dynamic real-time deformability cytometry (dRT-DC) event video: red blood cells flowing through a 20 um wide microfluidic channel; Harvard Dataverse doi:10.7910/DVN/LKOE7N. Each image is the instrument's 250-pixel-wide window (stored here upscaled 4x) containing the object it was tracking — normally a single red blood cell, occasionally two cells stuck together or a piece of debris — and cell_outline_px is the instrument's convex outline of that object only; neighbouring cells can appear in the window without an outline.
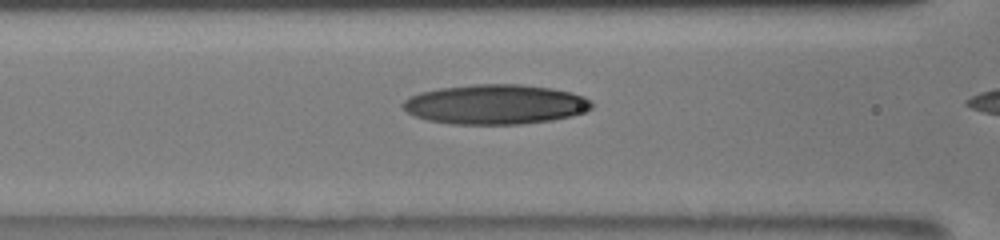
{"species": "human", "species_latin": "Homo sapiens", "temperature_condition": "room temperature", "stored_images_in_passage": 38, "camera_frame_rate_fps": 3000, "um_per_image_px": 0.085, "donor": {"sex": "male"}, "frame": {"image": 1, "passage_image": 35, "time_ms": 8.0, "image_size_px": [1000, 240], "cell_outline_px": [[592, 108], [584, 112], [572, 116], [552, 120], [520, 124], [452, 124], [428, 120], [416, 116], [408, 112], [400, 104], [404, 100], [420, 92], [440, 88], [476, 84], [520, 84], [552, 88], [584, 96], [592, 104]], "centroid_in_image_um": [42.11, 8.87], "position_along_channel_um": 124.5, "area_um2": 43.58}}